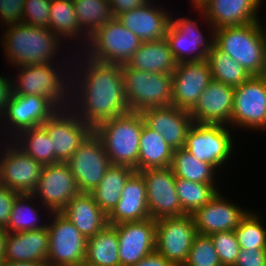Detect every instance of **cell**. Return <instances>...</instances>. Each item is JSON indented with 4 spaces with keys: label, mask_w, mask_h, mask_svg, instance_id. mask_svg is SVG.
Here are the masks:
<instances>
[{
    "label": "cell",
    "mask_w": 266,
    "mask_h": 266,
    "mask_svg": "<svg viewBox=\"0 0 266 266\" xmlns=\"http://www.w3.org/2000/svg\"><path fill=\"white\" fill-rule=\"evenodd\" d=\"M83 62L80 64L82 67L80 72H75L77 75L81 73L79 78L81 76L82 79L80 78L78 82L82 84L78 86V89L75 86L76 90L79 91L74 90L75 88L72 86V94L75 95L76 92L78 96H73V99H71L73 101H71L69 107L76 110L74 112L78 117L94 129L100 123L122 115L129 109L124 94L121 66L97 62L89 57L85 59L87 65L82 66V64H85ZM76 100L79 104L75 102Z\"/></svg>",
    "instance_id": "cell-1"
},
{
    "label": "cell",
    "mask_w": 266,
    "mask_h": 266,
    "mask_svg": "<svg viewBox=\"0 0 266 266\" xmlns=\"http://www.w3.org/2000/svg\"><path fill=\"white\" fill-rule=\"evenodd\" d=\"M6 27L8 30L4 33L2 43L7 59L11 64L15 63L14 67L52 64L62 40L55 33L22 22Z\"/></svg>",
    "instance_id": "cell-2"
},
{
    "label": "cell",
    "mask_w": 266,
    "mask_h": 266,
    "mask_svg": "<svg viewBox=\"0 0 266 266\" xmlns=\"http://www.w3.org/2000/svg\"><path fill=\"white\" fill-rule=\"evenodd\" d=\"M260 21L214 29V45L236 60L250 75H263L266 40Z\"/></svg>",
    "instance_id": "cell-3"
},
{
    "label": "cell",
    "mask_w": 266,
    "mask_h": 266,
    "mask_svg": "<svg viewBox=\"0 0 266 266\" xmlns=\"http://www.w3.org/2000/svg\"><path fill=\"white\" fill-rule=\"evenodd\" d=\"M143 123L144 118L141 112L129 110L100 123L93 129L101 138L111 164L126 165L138 172Z\"/></svg>",
    "instance_id": "cell-4"
},
{
    "label": "cell",
    "mask_w": 266,
    "mask_h": 266,
    "mask_svg": "<svg viewBox=\"0 0 266 266\" xmlns=\"http://www.w3.org/2000/svg\"><path fill=\"white\" fill-rule=\"evenodd\" d=\"M124 94L131 111L172 105V74L150 73L121 65Z\"/></svg>",
    "instance_id": "cell-5"
},
{
    "label": "cell",
    "mask_w": 266,
    "mask_h": 266,
    "mask_svg": "<svg viewBox=\"0 0 266 266\" xmlns=\"http://www.w3.org/2000/svg\"><path fill=\"white\" fill-rule=\"evenodd\" d=\"M141 43L138 36L113 17L89 37L86 53L94 61L121 66L127 64Z\"/></svg>",
    "instance_id": "cell-6"
},
{
    "label": "cell",
    "mask_w": 266,
    "mask_h": 266,
    "mask_svg": "<svg viewBox=\"0 0 266 266\" xmlns=\"http://www.w3.org/2000/svg\"><path fill=\"white\" fill-rule=\"evenodd\" d=\"M19 68L20 73L15 84L12 85L14 94L40 95L50 99L59 109L70 106L66 101L70 102V89L73 82L70 84L69 81L68 83L63 81L67 77L63 78V75L56 68H53V63L52 65L38 64Z\"/></svg>",
    "instance_id": "cell-7"
},
{
    "label": "cell",
    "mask_w": 266,
    "mask_h": 266,
    "mask_svg": "<svg viewBox=\"0 0 266 266\" xmlns=\"http://www.w3.org/2000/svg\"><path fill=\"white\" fill-rule=\"evenodd\" d=\"M54 218L46 224L49 235L47 266H81L86 255V238L61 212H49Z\"/></svg>",
    "instance_id": "cell-8"
},
{
    "label": "cell",
    "mask_w": 266,
    "mask_h": 266,
    "mask_svg": "<svg viewBox=\"0 0 266 266\" xmlns=\"http://www.w3.org/2000/svg\"><path fill=\"white\" fill-rule=\"evenodd\" d=\"M226 125L193 123L188 130L184 149L201 162L216 168L225 163L233 151V139Z\"/></svg>",
    "instance_id": "cell-9"
},
{
    "label": "cell",
    "mask_w": 266,
    "mask_h": 266,
    "mask_svg": "<svg viewBox=\"0 0 266 266\" xmlns=\"http://www.w3.org/2000/svg\"><path fill=\"white\" fill-rule=\"evenodd\" d=\"M67 163L80 193H91L111 166L101 138L94 130L82 142V145L73 153Z\"/></svg>",
    "instance_id": "cell-10"
},
{
    "label": "cell",
    "mask_w": 266,
    "mask_h": 266,
    "mask_svg": "<svg viewBox=\"0 0 266 266\" xmlns=\"http://www.w3.org/2000/svg\"><path fill=\"white\" fill-rule=\"evenodd\" d=\"M192 215L156 220V252L175 266H184L197 235Z\"/></svg>",
    "instance_id": "cell-11"
},
{
    "label": "cell",
    "mask_w": 266,
    "mask_h": 266,
    "mask_svg": "<svg viewBox=\"0 0 266 266\" xmlns=\"http://www.w3.org/2000/svg\"><path fill=\"white\" fill-rule=\"evenodd\" d=\"M231 123L237 127L266 130V79L251 75L234 88Z\"/></svg>",
    "instance_id": "cell-12"
},
{
    "label": "cell",
    "mask_w": 266,
    "mask_h": 266,
    "mask_svg": "<svg viewBox=\"0 0 266 266\" xmlns=\"http://www.w3.org/2000/svg\"><path fill=\"white\" fill-rule=\"evenodd\" d=\"M144 178L150 217H181L187 215L176 192V177L171 167L149 168L139 171Z\"/></svg>",
    "instance_id": "cell-13"
},
{
    "label": "cell",
    "mask_w": 266,
    "mask_h": 266,
    "mask_svg": "<svg viewBox=\"0 0 266 266\" xmlns=\"http://www.w3.org/2000/svg\"><path fill=\"white\" fill-rule=\"evenodd\" d=\"M42 126L53 141L56 162H67L93 131L70 107L59 109Z\"/></svg>",
    "instance_id": "cell-14"
},
{
    "label": "cell",
    "mask_w": 266,
    "mask_h": 266,
    "mask_svg": "<svg viewBox=\"0 0 266 266\" xmlns=\"http://www.w3.org/2000/svg\"><path fill=\"white\" fill-rule=\"evenodd\" d=\"M79 193L68 163L57 162L44 166L37 187L32 194L35 198H40V202L48 211L61 212Z\"/></svg>",
    "instance_id": "cell-15"
},
{
    "label": "cell",
    "mask_w": 266,
    "mask_h": 266,
    "mask_svg": "<svg viewBox=\"0 0 266 266\" xmlns=\"http://www.w3.org/2000/svg\"><path fill=\"white\" fill-rule=\"evenodd\" d=\"M13 144H9L5 152L3 150V155L0 152V184L19 194L33 193L44 165Z\"/></svg>",
    "instance_id": "cell-16"
},
{
    "label": "cell",
    "mask_w": 266,
    "mask_h": 266,
    "mask_svg": "<svg viewBox=\"0 0 266 266\" xmlns=\"http://www.w3.org/2000/svg\"><path fill=\"white\" fill-rule=\"evenodd\" d=\"M212 80L207 60L177 63L172 73V105L190 111Z\"/></svg>",
    "instance_id": "cell-17"
},
{
    "label": "cell",
    "mask_w": 266,
    "mask_h": 266,
    "mask_svg": "<svg viewBox=\"0 0 266 266\" xmlns=\"http://www.w3.org/2000/svg\"><path fill=\"white\" fill-rule=\"evenodd\" d=\"M196 23L197 21L187 19V16L177 20L171 17L165 39L177 63L207 60V55L214 45V36L206 42Z\"/></svg>",
    "instance_id": "cell-18"
},
{
    "label": "cell",
    "mask_w": 266,
    "mask_h": 266,
    "mask_svg": "<svg viewBox=\"0 0 266 266\" xmlns=\"http://www.w3.org/2000/svg\"><path fill=\"white\" fill-rule=\"evenodd\" d=\"M118 234L120 266H133L156 250V220L112 225Z\"/></svg>",
    "instance_id": "cell-19"
},
{
    "label": "cell",
    "mask_w": 266,
    "mask_h": 266,
    "mask_svg": "<svg viewBox=\"0 0 266 266\" xmlns=\"http://www.w3.org/2000/svg\"><path fill=\"white\" fill-rule=\"evenodd\" d=\"M58 110L50 99L40 95H18L12 92L2 116L15 130L11 134L15 136L16 133L17 136L24 130L43 125Z\"/></svg>",
    "instance_id": "cell-20"
},
{
    "label": "cell",
    "mask_w": 266,
    "mask_h": 266,
    "mask_svg": "<svg viewBox=\"0 0 266 266\" xmlns=\"http://www.w3.org/2000/svg\"><path fill=\"white\" fill-rule=\"evenodd\" d=\"M141 113L145 124L159 133L173 150L184 147L188 130L194 123L189 111L169 105L147 108Z\"/></svg>",
    "instance_id": "cell-21"
},
{
    "label": "cell",
    "mask_w": 266,
    "mask_h": 266,
    "mask_svg": "<svg viewBox=\"0 0 266 266\" xmlns=\"http://www.w3.org/2000/svg\"><path fill=\"white\" fill-rule=\"evenodd\" d=\"M234 87L212 80L189 111L198 124H229L233 110Z\"/></svg>",
    "instance_id": "cell-22"
},
{
    "label": "cell",
    "mask_w": 266,
    "mask_h": 266,
    "mask_svg": "<svg viewBox=\"0 0 266 266\" xmlns=\"http://www.w3.org/2000/svg\"><path fill=\"white\" fill-rule=\"evenodd\" d=\"M248 211L225 200L218 192L206 205L197 209L192 217L197 233L210 235L235 230Z\"/></svg>",
    "instance_id": "cell-23"
},
{
    "label": "cell",
    "mask_w": 266,
    "mask_h": 266,
    "mask_svg": "<svg viewBox=\"0 0 266 266\" xmlns=\"http://www.w3.org/2000/svg\"><path fill=\"white\" fill-rule=\"evenodd\" d=\"M262 0H208L201 9L202 16L214 29L239 26L259 21L257 14Z\"/></svg>",
    "instance_id": "cell-24"
},
{
    "label": "cell",
    "mask_w": 266,
    "mask_h": 266,
    "mask_svg": "<svg viewBox=\"0 0 266 266\" xmlns=\"http://www.w3.org/2000/svg\"><path fill=\"white\" fill-rule=\"evenodd\" d=\"M150 217L144 178L135 171L126 181L120 201L107 215L109 225L142 221Z\"/></svg>",
    "instance_id": "cell-25"
},
{
    "label": "cell",
    "mask_w": 266,
    "mask_h": 266,
    "mask_svg": "<svg viewBox=\"0 0 266 266\" xmlns=\"http://www.w3.org/2000/svg\"><path fill=\"white\" fill-rule=\"evenodd\" d=\"M116 18L142 42H149L165 38L171 15L162 8L158 9V6L155 8L149 1L144 6L124 12Z\"/></svg>",
    "instance_id": "cell-26"
},
{
    "label": "cell",
    "mask_w": 266,
    "mask_h": 266,
    "mask_svg": "<svg viewBox=\"0 0 266 266\" xmlns=\"http://www.w3.org/2000/svg\"><path fill=\"white\" fill-rule=\"evenodd\" d=\"M49 251L48 228L7 233L4 260L46 263Z\"/></svg>",
    "instance_id": "cell-27"
},
{
    "label": "cell",
    "mask_w": 266,
    "mask_h": 266,
    "mask_svg": "<svg viewBox=\"0 0 266 266\" xmlns=\"http://www.w3.org/2000/svg\"><path fill=\"white\" fill-rule=\"evenodd\" d=\"M61 213L86 239L94 236L108 225L107 215L90 193H79L68 202Z\"/></svg>",
    "instance_id": "cell-28"
},
{
    "label": "cell",
    "mask_w": 266,
    "mask_h": 266,
    "mask_svg": "<svg viewBox=\"0 0 266 266\" xmlns=\"http://www.w3.org/2000/svg\"><path fill=\"white\" fill-rule=\"evenodd\" d=\"M136 70L172 74L177 66L167 40L142 42L126 64Z\"/></svg>",
    "instance_id": "cell-29"
},
{
    "label": "cell",
    "mask_w": 266,
    "mask_h": 266,
    "mask_svg": "<svg viewBox=\"0 0 266 266\" xmlns=\"http://www.w3.org/2000/svg\"><path fill=\"white\" fill-rule=\"evenodd\" d=\"M134 172L129 166L111 164L100 183L90 193L106 215L120 201L125 183Z\"/></svg>",
    "instance_id": "cell-30"
},
{
    "label": "cell",
    "mask_w": 266,
    "mask_h": 266,
    "mask_svg": "<svg viewBox=\"0 0 266 266\" xmlns=\"http://www.w3.org/2000/svg\"><path fill=\"white\" fill-rule=\"evenodd\" d=\"M84 263L90 266H120L118 234L112 225L108 224L86 240Z\"/></svg>",
    "instance_id": "cell-31"
},
{
    "label": "cell",
    "mask_w": 266,
    "mask_h": 266,
    "mask_svg": "<svg viewBox=\"0 0 266 266\" xmlns=\"http://www.w3.org/2000/svg\"><path fill=\"white\" fill-rule=\"evenodd\" d=\"M173 152L163 137L144 122L140 136L138 172L149 168L170 167Z\"/></svg>",
    "instance_id": "cell-32"
},
{
    "label": "cell",
    "mask_w": 266,
    "mask_h": 266,
    "mask_svg": "<svg viewBox=\"0 0 266 266\" xmlns=\"http://www.w3.org/2000/svg\"><path fill=\"white\" fill-rule=\"evenodd\" d=\"M171 169L176 178H181L198 183L215 184V170L212 164L201 162L184 148L173 152Z\"/></svg>",
    "instance_id": "cell-33"
},
{
    "label": "cell",
    "mask_w": 266,
    "mask_h": 266,
    "mask_svg": "<svg viewBox=\"0 0 266 266\" xmlns=\"http://www.w3.org/2000/svg\"><path fill=\"white\" fill-rule=\"evenodd\" d=\"M17 136L20 139L17 137L15 144L37 162L44 166L57 163L53 141L42 125L24 130Z\"/></svg>",
    "instance_id": "cell-34"
},
{
    "label": "cell",
    "mask_w": 266,
    "mask_h": 266,
    "mask_svg": "<svg viewBox=\"0 0 266 266\" xmlns=\"http://www.w3.org/2000/svg\"><path fill=\"white\" fill-rule=\"evenodd\" d=\"M78 26L85 31L86 40L112 18L109 0H73Z\"/></svg>",
    "instance_id": "cell-35"
},
{
    "label": "cell",
    "mask_w": 266,
    "mask_h": 266,
    "mask_svg": "<svg viewBox=\"0 0 266 266\" xmlns=\"http://www.w3.org/2000/svg\"><path fill=\"white\" fill-rule=\"evenodd\" d=\"M213 80L228 86L238 87L251 75L227 53L219 50L215 45L207 55Z\"/></svg>",
    "instance_id": "cell-36"
},
{
    "label": "cell",
    "mask_w": 266,
    "mask_h": 266,
    "mask_svg": "<svg viewBox=\"0 0 266 266\" xmlns=\"http://www.w3.org/2000/svg\"><path fill=\"white\" fill-rule=\"evenodd\" d=\"M48 29L55 33L60 39L63 37V40H65L66 37H71L70 39L77 38L80 36L78 33H84L78 26L72 1L51 0Z\"/></svg>",
    "instance_id": "cell-37"
},
{
    "label": "cell",
    "mask_w": 266,
    "mask_h": 266,
    "mask_svg": "<svg viewBox=\"0 0 266 266\" xmlns=\"http://www.w3.org/2000/svg\"><path fill=\"white\" fill-rule=\"evenodd\" d=\"M175 187L182 209L187 215H192L218 193L215 184L198 183L181 178H176Z\"/></svg>",
    "instance_id": "cell-38"
},
{
    "label": "cell",
    "mask_w": 266,
    "mask_h": 266,
    "mask_svg": "<svg viewBox=\"0 0 266 266\" xmlns=\"http://www.w3.org/2000/svg\"><path fill=\"white\" fill-rule=\"evenodd\" d=\"M35 200V196L30 194H18L14 200L13 209L10 215L9 222L5 228L8 233H18L31 230H39L47 225L39 224L38 210L34 209V205L29 204L26 200ZM28 202V203H27Z\"/></svg>",
    "instance_id": "cell-39"
},
{
    "label": "cell",
    "mask_w": 266,
    "mask_h": 266,
    "mask_svg": "<svg viewBox=\"0 0 266 266\" xmlns=\"http://www.w3.org/2000/svg\"><path fill=\"white\" fill-rule=\"evenodd\" d=\"M234 233L240 249H266V229L256 213L248 211Z\"/></svg>",
    "instance_id": "cell-40"
},
{
    "label": "cell",
    "mask_w": 266,
    "mask_h": 266,
    "mask_svg": "<svg viewBox=\"0 0 266 266\" xmlns=\"http://www.w3.org/2000/svg\"><path fill=\"white\" fill-rule=\"evenodd\" d=\"M184 266H222L209 235L195 236Z\"/></svg>",
    "instance_id": "cell-41"
},
{
    "label": "cell",
    "mask_w": 266,
    "mask_h": 266,
    "mask_svg": "<svg viewBox=\"0 0 266 266\" xmlns=\"http://www.w3.org/2000/svg\"><path fill=\"white\" fill-rule=\"evenodd\" d=\"M213 241L222 266H234L240 251L234 230L215 232L209 235Z\"/></svg>",
    "instance_id": "cell-42"
},
{
    "label": "cell",
    "mask_w": 266,
    "mask_h": 266,
    "mask_svg": "<svg viewBox=\"0 0 266 266\" xmlns=\"http://www.w3.org/2000/svg\"><path fill=\"white\" fill-rule=\"evenodd\" d=\"M51 0H25L22 23L48 29Z\"/></svg>",
    "instance_id": "cell-43"
},
{
    "label": "cell",
    "mask_w": 266,
    "mask_h": 266,
    "mask_svg": "<svg viewBox=\"0 0 266 266\" xmlns=\"http://www.w3.org/2000/svg\"><path fill=\"white\" fill-rule=\"evenodd\" d=\"M25 0H0V18L5 25H16L22 22Z\"/></svg>",
    "instance_id": "cell-44"
},
{
    "label": "cell",
    "mask_w": 266,
    "mask_h": 266,
    "mask_svg": "<svg viewBox=\"0 0 266 266\" xmlns=\"http://www.w3.org/2000/svg\"><path fill=\"white\" fill-rule=\"evenodd\" d=\"M19 193L0 184V226L6 228L13 209L14 200Z\"/></svg>",
    "instance_id": "cell-45"
},
{
    "label": "cell",
    "mask_w": 266,
    "mask_h": 266,
    "mask_svg": "<svg viewBox=\"0 0 266 266\" xmlns=\"http://www.w3.org/2000/svg\"><path fill=\"white\" fill-rule=\"evenodd\" d=\"M234 266H266V249H240Z\"/></svg>",
    "instance_id": "cell-46"
},
{
    "label": "cell",
    "mask_w": 266,
    "mask_h": 266,
    "mask_svg": "<svg viewBox=\"0 0 266 266\" xmlns=\"http://www.w3.org/2000/svg\"><path fill=\"white\" fill-rule=\"evenodd\" d=\"M150 0H109L112 16L116 18L118 15L144 6Z\"/></svg>",
    "instance_id": "cell-47"
},
{
    "label": "cell",
    "mask_w": 266,
    "mask_h": 266,
    "mask_svg": "<svg viewBox=\"0 0 266 266\" xmlns=\"http://www.w3.org/2000/svg\"><path fill=\"white\" fill-rule=\"evenodd\" d=\"M13 84L14 83L12 82V79L10 80L0 75V119L2 118V114L4 113L6 106L12 96Z\"/></svg>",
    "instance_id": "cell-48"
},
{
    "label": "cell",
    "mask_w": 266,
    "mask_h": 266,
    "mask_svg": "<svg viewBox=\"0 0 266 266\" xmlns=\"http://www.w3.org/2000/svg\"><path fill=\"white\" fill-rule=\"evenodd\" d=\"M133 266H175L168 260H166L162 255L158 254L156 251Z\"/></svg>",
    "instance_id": "cell-49"
},
{
    "label": "cell",
    "mask_w": 266,
    "mask_h": 266,
    "mask_svg": "<svg viewBox=\"0 0 266 266\" xmlns=\"http://www.w3.org/2000/svg\"><path fill=\"white\" fill-rule=\"evenodd\" d=\"M0 266H47V263L43 262H12L3 260Z\"/></svg>",
    "instance_id": "cell-50"
},
{
    "label": "cell",
    "mask_w": 266,
    "mask_h": 266,
    "mask_svg": "<svg viewBox=\"0 0 266 266\" xmlns=\"http://www.w3.org/2000/svg\"><path fill=\"white\" fill-rule=\"evenodd\" d=\"M7 231L4 227L0 226V263L4 260V249Z\"/></svg>",
    "instance_id": "cell-51"
},
{
    "label": "cell",
    "mask_w": 266,
    "mask_h": 266,
    "mask_svg": "<svg viewBox=\"0 0 266 266\" xmlns=\"http://www.w3.org/2000/svg\"><path fill=\"white\" fill-rule=\"evenodd\" d=\"M208 0H191L196 9H201Z\"/></svg>",
    "instance_id": "cell-52"
},
{
    "label": "cell",
    "mask_w": 266,
    "mask_h": 266,
    "mask_svg": "<svg viewBox=\"0 0 266 266\" xmlns=\"http://www.w3.org/2000/svg\"><path fill=\"white\" fill-rule=\"evenodd\" d=\"M263 32V36H264V39L266 40V30L262 31Z\"/></svg>",
    "instance_id": "cell-53"
},
{
    "label": "cell",
    "mask_w": 266,
    "mask_h": 266,
    "mask_svg": "<svg viewBox=\"0 0 266 266\" xmlns=\"http://www.w3.org/2000/svg\"><path fill=\"white\" fill-rule=\"evenodd\" d=\"M263 77L266 79V66H265V71H264Z\"/></svg>",
    "instance_id": "cell-54"
},
{
    "label": "cell",
    "mask_w": 266,
    "mask_h": 266,
    "mask_svg": "<svg viewBox=\"0 0 266 266\" xmlns=\"http://www.w3.org/2000/svg\"><path fill=\"white\" fill-rule=\"evenodd\" d=\"M81 266H90V265H87V264L83 263Z\"/></svg>",
    "instance_id": "cell-55"
}]
</instances>
